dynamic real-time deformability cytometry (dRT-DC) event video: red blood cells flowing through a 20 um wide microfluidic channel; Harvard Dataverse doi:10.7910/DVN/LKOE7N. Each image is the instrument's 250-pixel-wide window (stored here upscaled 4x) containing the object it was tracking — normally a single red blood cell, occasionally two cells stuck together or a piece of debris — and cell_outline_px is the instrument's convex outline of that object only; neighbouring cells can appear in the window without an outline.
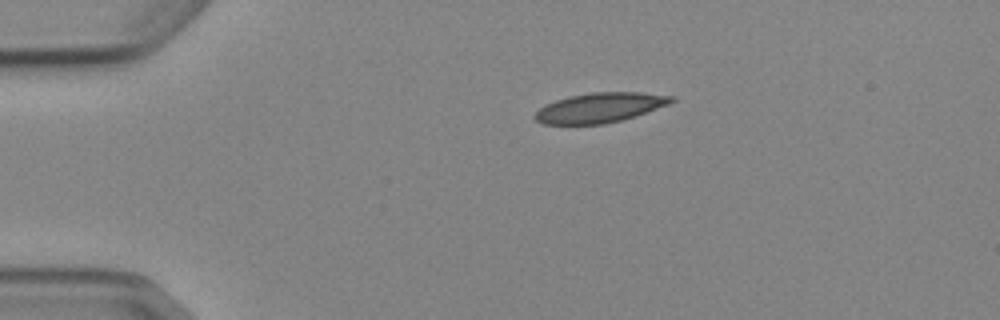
{"species": "Egyptian fruit bat (a non-hibernating species)", "species_latin": "Rousettus aegyptiacus", "temperature_condition": "cold", "stored_images_in_passage": 3, "camera_frame_rate_fps": 3000, "um_per_image_px": 0.085, "animal": {"sex": "female"}, "frame": {"image": 1, "passage_image": 1, "time_ms": 0.0, "image_size_px": [1000, 320], "cell_outline_px": [[676, 100], [668, 104], [636, 116], [604, 124], [544, 124], [536, 120], [532, 116], [544, 104], [568, 96], [592, 92], [640, 92], [676, 96]], "centroid_in_image_um": [50.99, 9.14], "position_along_channel_um": 34.0, "area_um2": 23.76}}
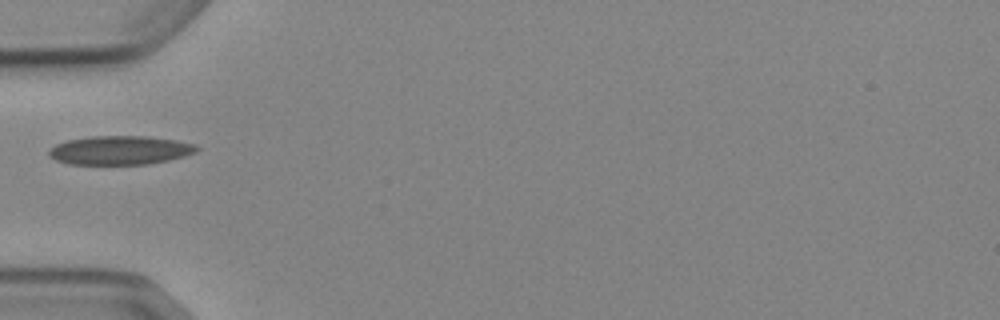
{"frame": {"image": 2, "passage_image": 3, "time_ms": 2.333, "image_size_px": [1000, 320], "cell_outline_px": [[200, 148], [196, 152], [184, 156], [168, 160], [148, 164], [68, 164], [56, 160], [48, 156], [48, 152], [56, 144], [68, 140], [92, 136], [148, 136], [176, 140], [196, 144]], "centroid_in_image_um": [10.22, 12.77], "position_along_channel_um": 74.8, "area_um2": 24.85}}